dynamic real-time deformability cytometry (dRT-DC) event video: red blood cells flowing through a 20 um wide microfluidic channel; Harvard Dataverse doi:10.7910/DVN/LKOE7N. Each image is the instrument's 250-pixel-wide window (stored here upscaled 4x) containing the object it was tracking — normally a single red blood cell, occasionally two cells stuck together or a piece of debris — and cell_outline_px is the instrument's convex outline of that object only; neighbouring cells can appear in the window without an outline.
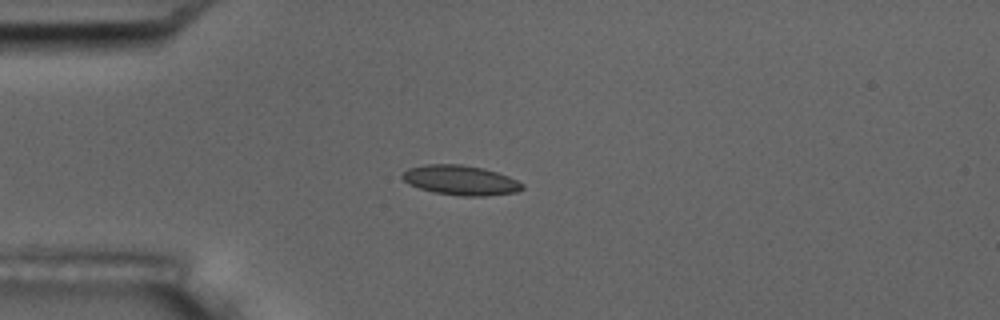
{"species": "common noctule bat (a hibernating species)", "species_latin": "Nyctalus noctula", "temperature_condition": "room temperature", "stored_images_in_passage": 5, "camera_frame_rate_fps": 3000, "um_per_image_px": 0.085, "animal": {"sex": "male", "body_mass_g": 17.5, "forearm_length_mm": 52.3}, "frame": {"image": 1, "passage_image": 4, "time_ms": 4.333, "image_size_px": [1000, 320], "cell_outline_px": [[524, 188], [516, 192], [484, 196], [460, 196], [432, 192], [408, 184], [400, 176], [408, 168], [424, 164], [460, 164], [484, 168], [508, 176], [524, 184]], "centroid_in_image_um": [39.13, 15.32], "position_along_channel_um": 45.9, "area_um2": 20.87}}